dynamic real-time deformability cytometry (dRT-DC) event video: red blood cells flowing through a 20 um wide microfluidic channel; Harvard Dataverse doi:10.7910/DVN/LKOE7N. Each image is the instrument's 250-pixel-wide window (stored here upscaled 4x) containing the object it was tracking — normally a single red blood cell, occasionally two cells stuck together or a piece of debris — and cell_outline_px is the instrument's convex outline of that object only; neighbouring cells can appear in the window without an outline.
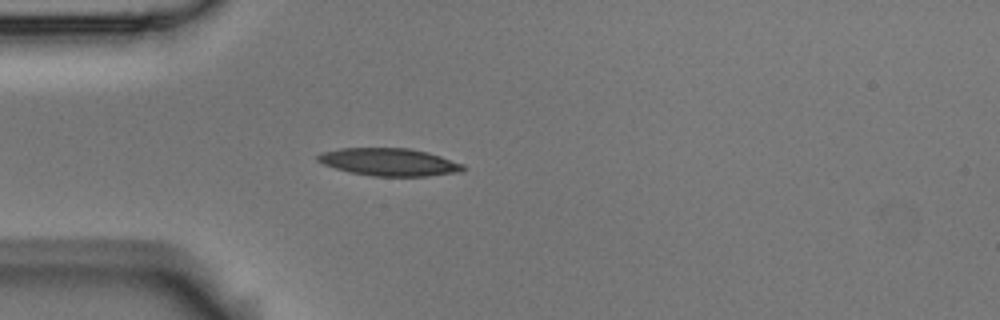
{"species": "Egyptian fruit bat (a non-hibernating species)", "species_latin": "Rousettus aegyptiacus", "temperature_condition": "room temperature", "stored_images_in_passage": 3, "camera_frame_rate_fps": 3000, "um_per_image_px": 0.085, "animal": {"sex": "male"}, "frame": {"image": 1, "passage_image": 3, "time_ms": 0.667, "image_size_px": [1000, 320], "cell_outline_px": [[468, 168], [464, 172], [428, 176], [372, 176], [352, 172], [336, 168], [324, 164], [316, 160], [316, 156], [324, 152], [340, 148], [408, 148], [428, 152], [464, 164]], "centroid_in_image_um": [33.16, 13.78], "position_along_channel_um": 51.8, "area_um2": 23.41}}